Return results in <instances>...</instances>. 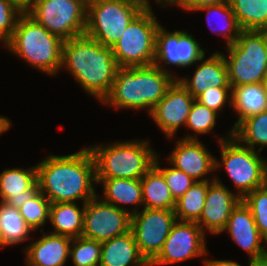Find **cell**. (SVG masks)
Here are the masks:
<instances>
[{"label": "cell", "instance_id": "cell-1", "mask_svg": "<svg viewBox=\"0 0 267 266\" xmlns=\"http://www.w3.org/2000/svg\"><path fill=\"white\" fill-rule=\"evenodd\" d=\"M37 182L51 202L86 203L97 195L95 160L89 147L68 155H49L36 165Z\"/></svg>", "mask_w": 267, "mask_h": 266}, {"label": "cell", "instance_id": "cell-2", "mask_svg": "<svg viewBox=\"0 0 267 266\" xmlns=\"http://www.w3.org/2000/svg\"><path fill=\"white\" fill-rule=\"evenodd\" d=\"M118 64L112 47L82 35L65 40L62 45V68L99 102L109 94L116 78Z\"/></svg>", "mask_w": 267, "mask_h": 266}, {"label": "cell", "instance_id": "cell-3", "mask_svg": "<svg viewBox=\"0 0 267 266\" xmlns=\"http://www.w3.org/2000/svg\"><path fill=\"white\" fill-rule=\"evenodd\" d=\"M63 42L24 12L5 48L26 61L30 67L55 76L62 66Z\"/></svg>", "mask_w": 267, "mask_h": 266}, {"label": "cell", "instance_id": "cell-4", "mask_svg": "<svg viewBox=\"0 0 267 266\" xmlns=\"http://www.w3.org/2000/svg\"><path fill=\"white\" fill-rule=\"evenodd\" d=\"M96 178L141 179L154 165L157 152L147 139L90 145Z\"/></svg>", "mask_w": 267, "mask_h": 266}, {"label": "cell", "instance_id": "cell-5", "mask_svg": "<svg viewBox=\"0 0 267 266\" xmlns=\"http://www.w3.org/2000/svg\"><path fill=\"white\" fill-rule=\"evenodd\" d=\"M217 140L221 156L220 160L215 158V171L223 168L227 172L241 199L267 183V159L260 152L242 145L232 136V130Z\"/></svg>", "mask_w": 267, "mask_h": 266}, {"label": "cell", "instance_id": "cell-6", "mask_svg": "<svg viewBox=\"0 0 267 266\" xmlns=\"http://www.w3.org/2000/svg\"><path fill=\"white\" fill-rule=\"evenodd\" d=\"M226 51L227 55L222 54L231 88L262 83L267 72L266 31L242 30Z\"/></svg>", "mask_w": 267, "mask_h": 266}, {"label": "cell", "instance_id": "cell-7", "mask_svg": "<svg viewBox=\"0 0 267 266\" xmlns=\"http://www.w3.org/2000/svg\"><path fill=\"white\" fill-rule=\"evenodd\" d=\"M144 8L142 0H88L85 35L112 47Z\"/></svg>", "mask_w": 267, "mask_h": 266}, {"label": "cell", "instance_id": "cell-8", "mask_svg": "<svg viewBox=\"0 0 267 266\" xmlns=\"http://www.w3.org/2000/svg\"><path fill=\"white\" fill-rule=\"evenodd\" d=\"M159 21L153 10L144 8L112 46L119 67L149 66L154 63Z\"/></svg>", "mask_w": 267, "mask_h": 266}, {"label": "cell", "instance_id": "cell-9", "mask_svg": "<svg viewBox=\"0 0 267 266\" xmlns=\"http://www.w3.org/2000/svg\"><path fill=\"white\" fill-rule=\"evenodd\" d=\"M88 0H35L24 12L62 40L85 35Z\"/></svg>", "mask_w": 267, "mask_h": 266}, {"label": "cell", "instance_id": "cell-10", "mask_svg": "<svg viewBox=\"0 0 267 266\" xmlns=\"http://www.w3.org/2000/svg\"><path fill=\"white\" fill-rule=\"evenodd\" d=\"M175 210L146 209L131 215V227L140 254L150 264L161 252L173 224Z\"/></svg>", "mask_w": 267, "mask_h": 266}, {"label": "cell", "instance_id": "cell-11", "mask_svg": "<svg viewBox=\"0 0 267 266\" xmlns=\"http://www.w3.org/2000/svg\"><path fill=\"white\" fill-rule=\"evenodd\" d=\"M200 45L197 39L187 30L170 32L160 24L156 34V51L153 64L177 79L178 76L165 66L186 68L196 64L206 54L207 50V48L205 50L201 48Z\"/></svg>", "mask_w": 267, "mask_h": 266}, {"label": "cell", "instance_id": "cell-12", "mask_svg": "<svg viewBox=\"0 0 267 266\" xmlns=\"http://www.w3.org/2000/svg\"><path fill=\"white\" fill-rule=\"evenodd\" d=\"M205 233L196 222L176 221L150 266L169 265L207 255Z\"/></svg>", "mask_w": 267, "mask_h": 266}, {"label": "cell", "instance_id": "cell-13", "mask_svg": "<svg viewBox=\"0 0 267 266\" xmlns=\"http://www.w3.org/2000/svg\"><path fill=\"white\" fill-rule=\"evenodd\" d=\"M131 214L105 202L97 194L85 203L82 236L106 241L130 231Z\"/></svg>", "mask_w": 267, "mask_h": 266}, {"label": "cell", "instance_id": "cell-14", "mask_svg": "<svg viewBox=\"0 0 267 266\" xmlns=\"http://www.w3.org/2000/svg\"><path fill=\"white\" fill-rule=\"evenodd\" d=\"M194 100L192 94L176 79L149 116L166 137L172 139L180 127L186 126Z\"/></svg>", "mask_w": 267, "mask_h": 266}, {"label": "cell", "instance_id": "cell-15", "mask_svg": "<svg viewBox=\"0 0 267 266\" xmlns=\"http://www.w3.org/2000/svg\"><path fill=\"white\" fill-rule=\"evenodd\" d=\"M215 158L206 146L195 135L188 133L176 141L175 147L168 156L169 164L189 175L196 182L209 179L215 171Z\"/></svg>", "mask_w": 267, "mask_h": 266}, {"label": "cell", "instance_id": "cell-16", "mask_svg": "<svg viewBox=\"0 0 267 266\" xmlns=\"http://www.w3.org/2000/svg\"><path fill=\"white\" fill-rule=\"evenodd\" d=\"M214 178L208 187L200 219L196 222L204 233L213 235L223 233L232 210L242 200L222 183L219 176Z\"/></svg>", "mask_w": 267, "mask_h": 266}, {"label": "cell", "instance_id": "cell-17", "mask_svg": "<svg viewBox=\"0 0 267 266\" xmlns=\"http://www.w3.org/2000/svg\"><path fill=\"white\" fill-rule=\"evenodd\" d=\"M224 231L247 253L249 260L265 257L266 246L262 244H266V240L261 236L250 209L242 200L232 210Z\"/></svg>", "mask_w": 267, "mask_h": 266}, {"label": "cell", "instance_id": "cell-18", "mask_svg": "<svg viewBox=\"0 0 267 266\" xmlns=\"http://www.w3.org/2000/svg\"><path fill=\"white\" fill-rule=\"evenodd\" d=\"M205 55L196 63V69L192 77H179L177 80L192 94L196 99L207 88L212 87H231L228 80V69L221 52L211 53L205 59Z\"/></svg>", "mask_w": 267, "mask_h": 266}, {"label": "cell", "instance_id": "cell-19", "mask_svg": "<svg viewBox=\"0 0 267 266\" xmlns=\"http://www.w3.org/2000/svg\"><path fill=\"white\" fill-rule=\"evenodd\" d=\"M39 192L36 165L9 168L0 173V201L19 209Z\"/></svg>", "mask_w": 267, "mask_h": 266}, {"label": "cell", "instance_id": "cell-20", "mask_svg": "<svg viewBox=\"0 0 267 266\" xmlns=\"http://www.w3.org/2000/svg\"><path fill=\"white\" fill-rule=\"evenodd\" d=\"M42 237L24 248L27 266H65L72 238L41 231Z\"/></svg>", "mask_w": 267, "mask_h": 266}, {"label": "cell", "instance_id": "cell-21", "mask_svg": "<svg viewBox=\"0 0 267 266\" xmlns=\"http://www.w3.org/2000/svg\"><path fill=\"white\" fill-rule=\"evenodd\" d=\"M101 104L118 110H140L139 66L118 67L112 88Z\"/></svg>", "mask_w": 267, "mask_h": 266}, {"label": "cell", "instance_id": "cell-22", "mask_svg": "<svg viewBox=\"0 0 267 266\" xmlns=\"http://www.w3.org/2000/svg\"><path fill=\"white\" fill-rule=\"evenodd\" d=\"M97 184L103 186V194L100 197L107 203L119 209L129 212L131 215L143 208L142 186L140 179L123 178H96ZM135 205L134 208H127L120 205Z\"/></svg>", "mask_w": 267, "mask_h": 266}, {"label": "cell", "instance_id": "cell-23", "mask_svg": "<svg viewBox=\"0 0 267 266\" xmlns=\"http://www.w3.org/2000/svg\"><path fill=\"white\" fill-rule=\"evenodd\" d=\"M100 266H150L140 254L132 231L102 242Z\"/></svg>", "mask_w": 267, "mask_h": 266}, {"label": "cell", "instance_id": "cell-24", "mask_svg": "<svg viewBox=\"0 0 267 266\" xmlns=\"http://www.w3.org/2000/svg\"><path fill=\"white\" fill-rule=\"evenodd\" d=\"M176 78L156 65L139 66L140 110L149 112L165 96Z\"/></svg>", "mask_w": 267, "mask_h": 266}, {"label": "cell", "instance_id": "cell-25", "mask_svg": "<svg viewBox=\"0 0 267 266\" xmlns=\"http://www.w3.org/2000/svg\"><path fill=\"white\" fill-rule=\"evenodd\" d=\"M85 203L78 207L77 202L53 203L50 206L49 222L54 230L52 234L72 239L82 236Z\"/></svg>", "mask_w": 267, "mask_h": 266}, {"label": "cell", "instance_id": "cell-26", "mask_svg": "<svg viewBox=\"0 0 267 266\" xmlns=\"http://www.w3.org/2000/svg\"><path fill=\"white\" fill-rule=\"evenodd\" d=\"M231 108L239 116L231 128L232 131L244 119L267 110V95L262 83L233 87Z\"/></svg>", "mask_w": 267, "mask_h": 266}, {"label": "cell", "instance_id": "cell-27", "mask_svg": "<svg viewBox=\"0 0 267 266\" xmlns=\"http://www.w3.org/2000/svg\"><path fill=\"white\" fill-rule=\"evenodd\" d=\"M143 208L175 210L176 200L172 196L162 172L153 165L140 179Z\"/></svg>", "mask_w": 267, "mask_h": 266}, {"label": "cell", "instance_id": "cell-28", "mask_svg": "<svg viewBox=\"0 0 267 266\" xmlns=\"http://www.w3.org/2000/svg\"><path fill=\"white\" fill-rule=\"evenodd\" d=\"M195 11H207L206 21L210 30L213 33L222 35L225 38L226 47L233 44L237 40L240 32L242 31L229 1L220 4L202 6L194 10V12ZM212 14L214 17H216V19L219 17V21H217L215 24L217 26H212L214 21V17L212 16Z\"/></svg>", "mask_w": 267, "mask_h": 266}, {"label": "cell", "instance_id": "cell-29", "mask_svg": "<svg viewBox=\"0 0 267 266\" xmlns=\"http://www.w3.org/2000/svg\"><path fill=\"white\" fill-rule=\"evenodd\" d=\"M34 231L27 225L19 209L0 201V235L6 246H12L30 238Z\"/></svg>", "mask_w": 267, "mask_h": 266}, {"label": "cell", "instance_id": "cell-30", "mask_svg": "<svg viewBox=\"0 0 267 266\" xmlns=\"http://www.w3.org/2000/svg\"><path fill=\"white\" fill-rule=\"evenodd\" d=\"M241 30L267 31V0H229Z\"/></svg>", "mask_w": 267, "mask_h": 266}, {"label": "cell", "instance_id": "cell-31", "mask_svg": "<svg viewBox=\"0 0 267 266\" xmlns=\"http://www.w3.org/2000/svg\"><path fill=\"white\" fill-rule=\"evenodd\" d=\"M242 145L261 152L267 147V110L244 119L233 131Z\"/></svg>", "mask_w": 267, "mask_h": 266}, {"label": "cell", "instance_id": "cell-32", "mask_svg": "<svg viewBox=\"0 0 267 266\" xmlns=\"http://www.w3.org/2000/svg\"><path fill=\"white\" fill-rule=\"evenodd\" d=\"M213 181L195 182L176 200L175 214L178 221L197 222L200 219L208 187Z\"/></svg>", "mask_w": 267, "mask_h": 266}, {"label": "cell", "instance_id": "cell-33", "mask_svg": "<svg viewBox=\"0 0 267 266\" xmlns=\"http://www.w3.org/2000/svg\"><path fill=\"white\" fill-rule=\"evenodd\" d=\"M102 242L84 236L72 239L69 257L73 266H99Z\"/></svg>", "mask_w": 267, "mask_h": 266}, {"label": "cell", "instance_id": "cell-34", "mask_svg": "<svg viewBox=\"0 0 267 266\" xmlns=\"http://www.w3.org/2000/svg\"><path fill=\"white\" fill-rule=\"evenodd\" d=\"M51 202L39 191L31 199L27 200L20 208V214L27 225L35 232L43 227L49 220Z\"/></svg>", "mask_w": 267, "mask_h": 266}, {"label": "cell", "instance_id": "cell-35", "mask_svg": "<svg viewBox=\"0 0 267 266\" xmlns=\"http://www.w3.org/2000/svg\"><path fill=\"white\" fill-rule=\"evenodd\" d=\"M242 201L250 209L258 231L267 241V183L246 194Z\"/></svg>", "mask_w": 267, "mask_h": 266}, {"label": "cell", "instance_id": "cell-36", "mask_svg": "<svg viewBox=\"0 0 267 266\" xmlns=\"http://www.w3.org/2000/svg\"><path fill=\"white\" fill-rule=\"evenodd\" d=\"M218 113L209 109L207 106L194 100L190 109L186 129H190L196 134H210L216 126Z\"/></svg>", "mask_w": 267, "mask_h": 266}, {"label": "cell", "instance_id": "cell-37", "mask_svg": "<svg viewBox=\"0 0 267 266\" xmlns=\"http://www.w3.org/2000/svg\"><path fill=\"white\" fill-rule=\"evenodd\" d=\"M160 154L156 156L154 165L162 172L165 182L175 200L181 197L196 181L183 171L171 167H161L159 159Z\"/></svg>", "mask_w": 267, "mask_h": 266}, {"label": "cell", "instance_id": "cell-38", "mask_svg": "<svg viewBox=\"0 0 267 266\" xmlns=\"http://www.w3.org/2000/svg\"><path fill=\"white\" fill-rule=\"evenodd\" d=\"M23 13L24 10L12 0H0V42L4 46L10 40Z\"/></svg>", "mask_w": 267, "mask_h": 266}, {"label": "cell", "instance_id": "cell-39", "mask_svg": "<svg viewBox=\"0 0 267 266\" xmlns=\"http://www.w3.org/2000/svg\"><path fill=\"white\" fill-rule=\"evenodd\" d=\"M195 100L219 114L226 105L230 104L229 106H232V88H207V90L201 93Z\"/></svg>", "mask_w": 267, "mask_h": 266}, {"label": "cell", "instance_id": "cell-40", "mask_svg": "<svg viewBox=\"0 0 267 266\" xmlns=\"http://www.w3.org/2000/svg\"><path fill=\"white\" fill-rule=\"evenodd\" d=\"M229 0H188L187 6L183 10L194 11L202 6L220 4Z\"/></svg>", "mask_w": 267, "mask_h": 266}, {"label": "cell", "instance_id": "cell-41", "mask_svg": "<svg viewBox=\"0 0 267 266\" xmlns=\"http://www.w3.org/2000/svg\"><path fill=\"white\" fill-rule=\"evenodd\" d=\"M203 264L204 266H243L241 264H239L236 261L233 260H213V259H205V257H203ZM248 264L250 266L251 264V260L248 259Z\"/></svg>", "mask_w": 267, "mask_h": 266}, {"label": "cell", "instance_id": "cell-42", "mask_svg": "<svg viewBox=\"0 0 267 266\" xmlns=\"http://www.w3.org/2000/svg\"><path fill=\"white\" fill-rule=\"evenodd\" d=\"M157 6L160 5L163 8H166V6L173 5L176 7L179 6V8L184 9L187 6L188 0H155Z\"/></svg>", "mask_w": 267, "mask_h": 266}, {"label": "cell", "instance_id": "cell-43", "mask_svg": "<svg viewBox=\"0 0 267 266\" xmlns=\"http://www.w3.org/2000/svg\"><path fill=\"white\" fill-rule=\"evenodd\" d=\"M12 122L6 116L0 115V135L8 131L12 126Z\"/></svg>", "mask_w": 267, "mask_h": 266}, {"label": "cell", "instance_id": "cell-44", "mask_svg": "<svg viewBox=\"0 0 267 266\" xmlns=\"http://www.w3.org/2000/svg\"><path fill=\"white\" fill-rule=\"evenodd\" d=\"M18 4L24 11L35 1V0H12Z\"/></svg>", "mask_w": 267, "mask_h": 266}, {"label": "cell", "instance_id": "cell-45", "mask_svg": "<svg viewBox=\"0 0 267 266\" xmlns=\"http://www.w3.org/2000/svg\"><path fill=\"white\" fill-rule=\"evenodd\" d=\"M250 266H267V258L263 257L260 259L251 260Z\"/></svg>", "mask_w": 267, "mask_h": 266}, {"label": "cell", "instance_id": "cell-46", "mask_svg": "<svg viewBox=\"0 0 267 266\" xmlns=\"http://www.w3.org/2000/svg\"><path fill=\"white\" fill-rule=\"evenodd\" d=\"M262 85H263L264 91H265V93L267 95V72H266V74L263 77Z\"/></svg>", "mask_w": 267, "mask_h": 266}, {"label": "cell", "instance_id": "cell-47", "mask_svg": "<svg viewBox=\"0 0 267 266\" xmlns=\"http://www.w3.org/2000/svg\"><path fill=\"white\" fill-rule=\"evenodd\" d=\"M142 1H144L145 2V8H148V9H151L152 10V5H151V2H150V0H142Z\"/></svg>", "mask_w": 267, "mask_h": 266}, {"label": "cell", "instance_id": "cell-48", "mask_svg": "<svg viewBox=\"0 0 267 266\" xmlns=\"http://www.w3.org/2000/svg\"><path fill=\"white\" fill-rule=\"evenodd\" d=\"M6 245L4 244V242L2 241V237L0 235V247H5Z\"/></svg>", "mask_w": 267, "mask_h": 266}, {"label": "cell", "instance_id": "cell-49", "mask_svg": "<svg viewBox=\"0 0 267 266\" xmlns=\"http://www.w3.org/2000/svg\"><path fill=\"white\" fill-rule=\"evenodd\" d=\"M265 55H266V60H267V31H266V51H265Z\"/></svg>", "mask_w": 267, "mask_h": 266}, {"label": "cell", "instance_id": "cell-50", "mask_svg": "<svg viewBox=\"0 0 267 266\" xmlns=\"http://www.w3.org/2000/svg\"><path fill=\"white\" fill-rule=\"evenodd\" d=\"M265 246H266V253H265V257L267 258V241H266V244H265Z\"/></svg>", "mask_w": 267, "mask_h": 266}]
</instances>
